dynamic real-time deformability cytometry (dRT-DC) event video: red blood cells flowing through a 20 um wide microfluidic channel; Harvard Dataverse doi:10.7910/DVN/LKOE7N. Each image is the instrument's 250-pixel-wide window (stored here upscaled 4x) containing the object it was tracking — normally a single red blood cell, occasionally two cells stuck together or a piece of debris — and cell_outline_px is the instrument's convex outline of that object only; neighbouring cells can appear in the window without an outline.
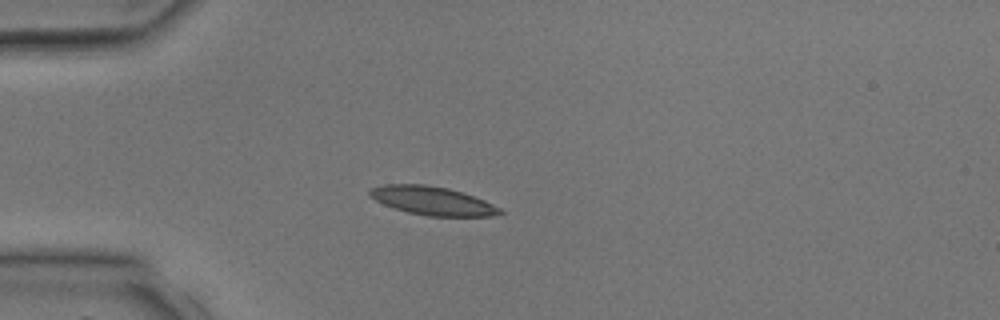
{"species": "common noctule bat (a hibernating species)", "species_latin": "Nyctalus noctula", "temperature_condition": "room temperature", "stored_images_in_passage": 2, "camera_frame_rate_fps": 3000, "um_per_image_px": 0.085, "animal": {"sex": "male", "body_mass_g": 17.9, "forearm_length_mm": 54.2}, "frame": {"image": 1, "passage_image": 2, "time_ms": 1.333, "image_size_px": [1000, 320], "cell_outline_px": [[504, 212], [492, 216], [428, 216], [408, 212], [384, 204], [368, 196], [368, 188], [384, 184], [424, 184], [448, 188], [484, 200], [500, 208]], "centroid_in_image_um": [36.71, 17.05], "position_along_channel_um": 48.3, "area_um2": 21.5}}